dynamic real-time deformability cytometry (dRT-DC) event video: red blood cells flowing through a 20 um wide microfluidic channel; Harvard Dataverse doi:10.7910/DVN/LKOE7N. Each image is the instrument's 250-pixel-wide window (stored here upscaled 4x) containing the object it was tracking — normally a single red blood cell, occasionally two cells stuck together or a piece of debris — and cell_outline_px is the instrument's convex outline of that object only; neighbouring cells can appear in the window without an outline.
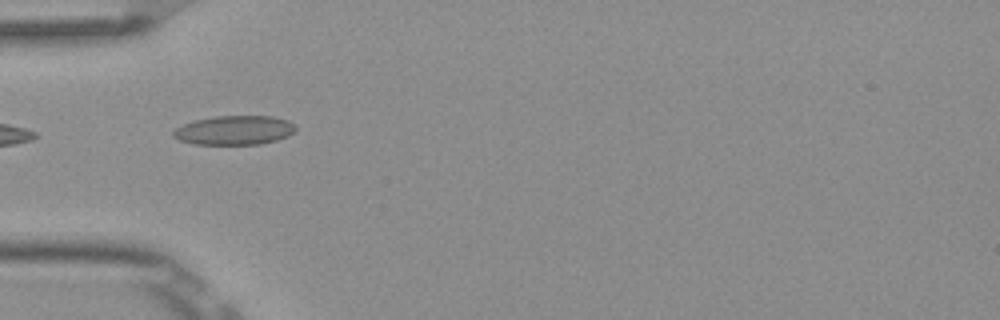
{"species": "Egyptian fruit bat (a non-hibernating species)", "species_latin": "Rousettus aegyptiacus", "temperature_condition": "room temperature", "stored_images_in_passage": 7, "camera_frame_rate_fps": 3000, "um_per_image_px": 0.085, "frame": {"image": 1, "passage_image": 5, "time_ms": 1.333, "image_size_px": [1000, 320], "cell_outline_px": [[296, 132], [288, 136], [276, 140], [260, 144], [192, 144], [180, 140], [172, 136], [172, 132], [176, 128], [184, 124], [196, 120], [216, 116], [272, 116], [288, 120], [296, 124]], "centroid_in_image_um": [19.96, 11.07], "position_along_channel_um": 65.0, "area_um2": 20.87}}
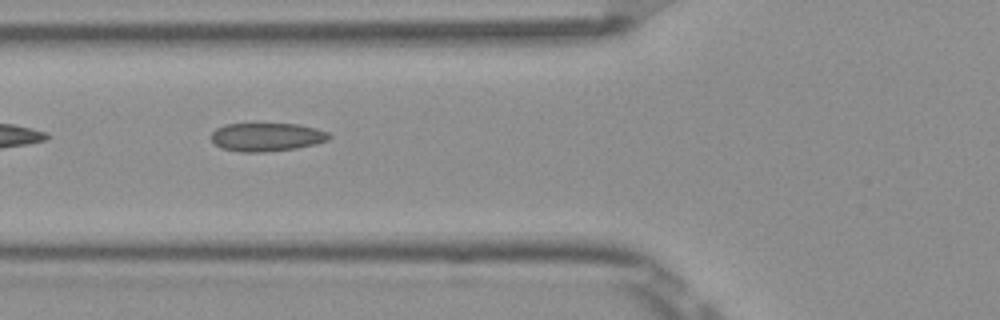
{"frame": {"image": 2, "passage_image": 6, "time_ms": 1.667, "image_size_px": [1000, 320], "cell_outline_px": [[332, 136], [328, 140], [296, 148], [264, 152], [240, 152], [224, 148], [216, 144], [208, 136], [216, 128], [224, 124], [296, 124], [316, 128], [328, 132]], "centroid_in_image_um": [22.65, 11.64], "position_along_channel_um": 103.2, "area_um2": 19.42}}
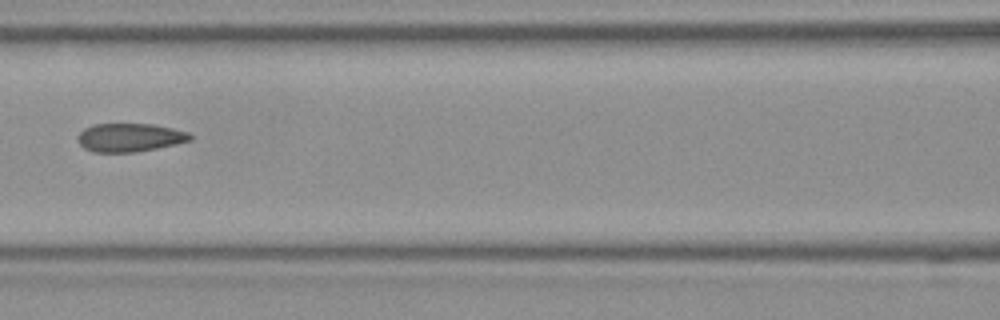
{"frame": {"image": 3, "passage_image": 7, "time_ms": 2.0, "image_size_px": [1000, 320], "cell_outline_px": [[192, 140], [176, 144], [136, 152], [92, 152], [84, 148], [80, 144], [76, 136], [84, 128], [92, 124], [152, 124], [172, 128], [188, 132], [192, 136]], "centroid_in_image_um": [11.0, 11.69], "position_along_channel_um": 155.6, "area_um2": 18.67}}